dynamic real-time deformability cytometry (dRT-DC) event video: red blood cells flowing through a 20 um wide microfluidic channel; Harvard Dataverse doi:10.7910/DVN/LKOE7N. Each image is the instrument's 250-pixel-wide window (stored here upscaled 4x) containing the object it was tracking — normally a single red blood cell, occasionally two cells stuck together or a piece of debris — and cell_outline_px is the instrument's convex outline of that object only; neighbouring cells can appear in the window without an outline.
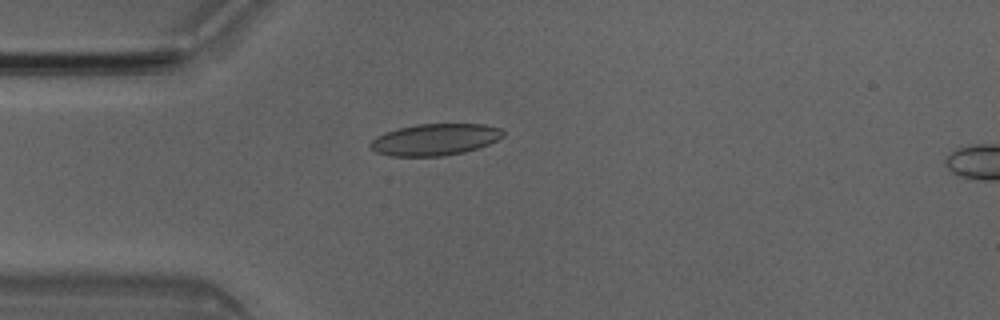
{"species": "Egyptian fruit bat (a non-hibernating species)", "species_latin": "Rousettus aegyptiacus", "temperature_condition": "room temperature", "stored_images_in_passage": 2, "camera_frame_rate_fps": 3000, "um_per_image_px": 0.085, "animal": {"sex": "male"}, "frame": {"image": 1, "passage_image": 1, "time_ms": 0.0, "image_size_px": [1000, 320], "cell_outline_px": [[504, 136], [488, 144], [464, 152], [444, 156], [392, 156], [376, 152], [368, 144], [376, 136], [384, 132], [396, 128], [416, 124], [484, 124], [500, 128], [504, 132]], "centroid_in_image_um": [36.94, 11.85], "position_along_channel_um": 48.1, "area_um2": 24.51}}